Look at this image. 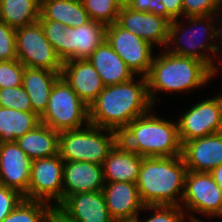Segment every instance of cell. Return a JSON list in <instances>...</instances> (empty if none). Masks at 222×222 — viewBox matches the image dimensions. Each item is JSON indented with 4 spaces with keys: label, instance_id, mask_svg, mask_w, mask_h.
Masks as SVG:
<instances>
[{
    "label": "cell",
    "instance_id": "cell-11",
    "mask_svg": "<svg viewBox=\"0 0 222 222\" xmlns=\"http://www.w3.org/2000/svg\"><path fill=\"white\" fill-rule=\"evenodd\" d=\"M181 208L222 218V190L209 172L187 171ZM185 208V209H184Z\"/></svg>",
    "mask_w": 222,
    "mask_h": 222
},
{
    "label": "cell",
    "instance_id": "cell-34",
    "mask_svg": "<svg viewBox=\"0 0 222 222\" xmlns=\"http://www.w3.org/2000/svg\"><path fill=\"white\" fill-rule=\"evenodd\" d=\"M17 59L15 29L0 22V61Z\"/></svg>",
    "mask_w": 222,
    "mask_h": 222
},
{
    "label": "cell",
    "instance_id": "cell-12",
    "mask_svg": "<svg viewBox=\"0 0 222 222\" xmlns=\"http://www.w3.org/2000/svg\"><path fill=\"white\" fill-rule=\"evenodd\" d=\"M106 41L135 75L149 74L153 52L149 42L121 28L116 22L106 27Z\"/></svg>",
    "mask_w": 222,
    "mask_h": 222
},
{
    "label": "cell",
    "instance_id": "cell-38",
    "mask_svg": "<svg viewBox=\"0 0 222 222\" xmlns=\"http://www.w3.org/2000/svg\"><path fill=\"white\" fill-rule=\"evenodd\" d=\"M48 222H77L65 214L58 206L53 205L48 216Z\"/></svg>",
    "mask_w": 222,
    "mask_h": 222
},
{
    "label": "cell",
    "instance_id": "cell-15",
    "mask_svg": "<svg viewBox=\"0 0 222 222\" xmlns=\"http://www.w3.org/2000/svg\"><path fill=\"white\" fill-rule=\"evenodd\" d=\"M31 162L16 142L0 143V185L18 191L27 199Z\"/></svg>",
    "mask_w": 222,
    "mask_h": 222
},
{
    "label": "cell",
    "instance_id": "cell-24",
    "mask_svg": "<svg viewBox=\"0 0 222 222\" xmlns=\"http://www.w3.org/2000/svg\"><path fill=\"white\" fill-rule=\"evenodd\" d=\"M60 132L45 124H38L33 130L16 139L19 148L33 161L58 154Z\"/></svg>",
    "mask_w": 222,
    "mask_h": 222
},
{
    "label": "cell",
    "instance_id": "cell-21",
    "mask_svg": "<svg viewBox=\"0 0 222 222\" xmlns=\"http://www.w3.org/2000/svg\"><path fill=\"white\" fill-rule=\"evenodd\" d=\"M143 156L127 149L120 141L102 164L104 182L136 183Z\"/></svg>",
    "mask_w": 222,
    "mask_h": 222
},
{
    "label": "cell",
    "instance_id": "cell-26",
    "mask_svg": "<svg viewBox=\"0 0 222 222\" xmlns=\"http://www.w3.org/2000/svg\"><path fill=\"white\" fill-rule=\"evenodd\" d=\"M40 124L35 112H24L0 107V143L16 142V139Z\"/></svg>",
    "mask_w": 222,
    "mask_h": 222
},
{
    "label": "cell",
    "instance_id": "cell-39",
    "mask_svg": "<svg viewBox=\"0 0 222 222\" xmlns=\"http://www.w3.org/2000/svg\"><path fill=\"white\" fill-rule=\"evenodd\" d=\"M148 0H121L122 6L130 8H144Z\"/></svg>",
    "mask_w": 222,
    "mask_h": 222
},
{
    "label": "cell",
    "instance_id": "cell-43",
    "mask_svg": "<svg viewBox=\"0 0 222 222\" xmlns=\"http://www.w3.org/2000/svg\"><path fill=\"white\" fill-rule=\"evenodd\" d=\"M188 217H189L188 220H190V222H204V221L196 218V216L194 217V215H190V214H189Z\"/></svg>",
    "mask_w": 222,
    "mask_h": 222
},
{
    "label": "cell",
    "instance_id": "cell-37",
    "mask_svg": "<svg viewBox=\"0 0 222 222\" xmlns=\"http://www.w3.org/2000/svg\"><path fill=\"white\" fill-rule=\"evenodd\" d=\"M146 12L154 13L158 16L166 18L170 23L174 20L165 9V6L159 0H148L143 8Z\"/></svg>",
    "mask_w": 222,
    "mask_h": 222
},
{
    "label": "cell",
    "instance_id": "cell-1",
    "mask_svg": "<svg viewBox=\"0 0 222 222\" xmlns=\"http://www.w3.org/2000/svg\"><path fill=\"white\" fill-rule=\"evenodd\" d=\"M115 85L104 86L88 107L90 124L120 133L130 122L154 108L149 96L147 78L140 76Z\"/></svg>",
    "mask_w": 222,
    "mask_h": 222
},
{
    "label": "cell",
    "instance_id": "cell-42",
    "mask_svg": "<svg viewBox=\"0 0 222 222\" xmlns=\"http://www.w3.org/2000/svg\"><path fill=\"white\" fill-rule=\"evenodd\" d=\"M112 222H138V221L137 218H133V219L113 220Z\"/></svg>",
    "mask_w": 222,
    "mask_h": 222
},
{
    "label": "cell",
    "instance_id": "cell-17",
    "mask_svg": "<svg viewBox=\"0 0 222 222\" xmlns=\"http://www.w3.org/2000/svg\"><path fill=\"white\" fill-rule=\"evenodd\" d=\"M102 165L83 161H64L62 203L77 193L102 190Z\"/></svg>",
    "mask_w": 222,
    "mask_h": 222
},
{
    "label": "cell",
    "instance_id": "cell-5",
    "mask_svg": "<svg viewBox=\"0 0 222 222\" xmlns=\"http://www.w3.org/2000/svg\"><path fill=\"white\" fill-rule=\"evenodd\" d=\"M220 16L221 13H217L216 18L215 15L186 17V19H188L191 23V27H193L192 29H189L191 31L183 28L184 24L181 23L179 19L173 20L169 25V40L166 50L175 55L197 59L205 63L213 71L214 76L217 75L216 73L218 72L219 67L215 65L216 63H214V59L211 58L212 54L210 55L209 53H214V56L217 54L222 55L219 45L214 43V41L217 40V26L213 24L214 20H219L218 18H221ZM198 35H202L204 40ZM201 50H203V52H201Z\"/></svg>",
    "mask_w": 222,
    "mask_h": 222
},
{
    "label": "cell",
    "instance_id": "cell-33",
    "mask_svg": "<svg viewBox=\"0 0 222 222\" xmlns=\"http://www.w3.org/2000/svg\"><path fill=\"white\" fill-rule=\"evenodd\" d=\"M182 6L184 17L216 15L221 10L220 0H182Z\"/></svg>",
    "mask_w": 222,
    "mask_h": 222
},
{
    "label": "cell",
    "instance_id": "cell-44",
    "mask_svg": "<svg viewBox=\"0 0 222 222\" xmlns=\"http://www.w3.org/2000/svg\"><path fill=\"white\" fill-rule=\"evenodd\" d=\"M219 133H222V111H221V118H220V128Z\"/></svg>",
    "mask_w": 222,
    "mask_h": 222
},
{
    "label": "cell",
    "instance_id": "cell-45",
    "mask_svg": "<svg viewBox=\"0 0 222 222\" xmlns=\"http://www.w3.org/2000/svg\"><path fill=\"white\" fill-rule=\"evenodd\" d=\"M220 7H221V9H222V0H220Z\"/></svg>",
    "mask_w": 222,
    "mask_h": 222
},
{
    "label": "cell",
    "instance_id": "cell-18",
    "mask_svg": "<svg viewBox=\"0 0 222 222\" xmlns=\"http://www.w3.org/2000/svg\"><path fill=\"white\" fill-rule=\"evenodd\" d=\"M102 192L113 220L137 218L139 211L144 209L136 183H105Z\"/></svg>",
    "mask_w": 222,
    "mask_h": 222
},
{
    "label": "cell",
    "instance_id": "cell-7",
    "mask_svg": "<svg viewBox=\"0 0 222 222\" xmlns=\"http://www.w3.org/2000/svg\"><path fill=\"white\" fill-rule=\"evenodd\" d=\"M118 142V132L88 123L84 128L60 132L58 154L64 161L102 165Z\"/></svg>",
    "mask_w": 222,
    "mask_h": 222
},
{
    "label": "cell",
    "instance_id": "cell-20",
    "mask_svg": "<svg viewBox=\"0 0 222 222\" xmlns=\"http://www.w3.org/2000/svg\"><path fill=\"white\" fill-rule=\"evenodd\" d=\"M59 208L77 222H112L102 190L69 196Z\"/></svg>",
    "mask_w": 222,
    "mask_h": 222
},
{
    "label": "cell",
    "instance_id": "cell-35",
    "mask_svg": "<svg viewBox=\"0 0 222 222\" xmlns=\"http://www.w3.org/2000/svg\"><path fill=\"white\" fill-rule=\"evenodd\" d=\"M24 199L18 191L0 185V222Z\"/></svg>",
    "mask_w": 222,
    "mask_h": 222
},
{
    "label": "cell",
    "instance_id": "cell-19",
    "mask_svg": "<svg viewBox=\"0 0 222 222\" xmlns=\"http://www.w3.org/2000/svg\"><path fill=\"white\" fill-rule=\"evenodd\" d=\"M61 76L88 107L104 88L99 73L88 59L64 61Z\"/></svg>",
    "mask_w": 222,
    "mask_h": 222
},
{
    "label": "cell",
    "instance_id": "cell-2",
    "mask_svg": "<svg viewBox=\"0 0 222 222\" xmlns=\"http://www.w3.org/2000/svg\"><path fill=\"white\" fill-rule=\"evenodd\" d=\"M186 173L182 155L143 157L136 182L143 204L182 206Z\"/></svg>",
    "mask_w": 222,
    "mask_h": 222
},
{
    "label": "cell",
    "instance_id": "cell-36",
    "mask_svg": "<svg viewBox=\"0 0 222 222\" xmlns=\"http://www.w3.org/2000/svg\"><path fill=\"white\" fill-rule=\"evenodd\" d=\"M165 6L166 12L175 20L183 19L182 0H159Z\"/></svg>",
    "mask_w": 222,
    "mask_h": 222
},
{
    "label": "cell",
    "instance_id": "cell-10",
    "mask_svg": "<svg viewBox=\"0 0 222 222\" xmlns=\"http://www.w3.org/2000/svg\"><path fill=\"white\" fill-rule=\"evenodd\" d=\"M64 160L59 154L31 162L27 200L62 204Z\"/></svg>",
    "mask_w": 222,
    "mask_h": 222
},
{
    "label": "cell",
    "instance_id": "cell-25",
    "mask_svg": "<svg viewBox=\"0 0 222 222\" xmlns=\"http://www.w3.org/2000/svg\"><path fill=\"white\" fill-rule=\"evenodd\" d=\"M39 20H54L66 27H79L90 21L81 0H41Z\"/></svg>",
    "mask_w": 222,
    "mask_h": 222
},
{
    "label": "cell",
    "instance_id": "cell-3",
    "mask_svg": "<svg viewBox=\"0 0 222 222\" xmlns=\"http://www.w3.org/2000/svg\"><path fill=\"white\" fill-rule=\"evenodd\" d=\"M213 76V71L205 63L166 50L153 58L149 74L146 76L148 96L154 106L158 91H191L206 85Z\"/></svg>",
    "mask_w": 222,
    "mask_h": 222
},
{
    "label": "cell",
    "instance_id": "cell-22",
    "mask_svg": "<svg viewBox=\"0 0 222 222\" xmlns=\"http://www.w3.org/2000/svg\"><path fill=\"white\" fill-rule=\"evenodd\" d=\"M88 60L99 73L104 86L129 81L136 75L105 40Z\"/></svg>",
    "mask_w": 222,
    "mask_h": 222
},
{
    "label": "cell",
    "instance_id": "cell-4",
    "mask_svg": "<svg viewBox=\"0 0 222 222\" xmlns=\"http://www.w3.org/2000/svg\"><path fill=\"white\" fill-rule=\"evenodd\" d=\"M147 113L130 122L120 133L119 141L143 157H172L182 155L177 122Z\"/></svg>",
    "mask_w": 222,
    "mask_h": 222
},
{
    "label": "cell",
    "instance_id": "cell-9",
    "mask_svg": "<svg viewBox=\"0 0 222 222\" xmlns=\"http://www.w3.org/2000/svg\"><path fill=\"white\" fill-rule=\"evenodd\" d=\"M17 60L25 67L62 72L63 62L46 39L39 21L15 30Z\"/></svg>",
    "mask_w": 222,
    "mask_h": 222
},
{
    "label": "cell",
    "instance_id": "cell-28",
    "mask_svg": "<svg viewBox=\"0 0 222 222\" xmlns=\"http://www.w3.org/2000/svg\"><path fill=\"white\" fill-rule=\"evenodd\" d=\"M53 204L23 199L1 222H48Z\"/></svg>",
    "mask_w": 222,
    "mask_h": 222
},
{
    "label": "cell",
    "instance_id": "cell-31",
    "mask_svg": "<svg viewBox=\"0 0 222 222\" xmlns=\"http://www.w3.org/2000/svg\"><path fill=\"white\" fill-rule=\"evenodd\" d=\"M154 210V214L151 217H147V220L140 221V217H137L138 222H188L185 220L184 215L186 212L181 206L173 205H148L144 206V210Z\"/></svg>",
    "mask_w": 222,
    "mask_h": 222
},
{
    "label": "cell",
    "instance_id": "cell-13",
    "mask_svg": "<svg viewBox=\"0 0 222 222\" xmlns=\"http://www.w3.org/2000/svg\"><path fill=\"white\" fill-rule=\"evenodd\" d=\"M222 95L202 100L190 107L177 121L178 135L185 142L219 132Z\"/></svg>",
    "mask_w": 222,
    "mask_h": 222
},
{
    "label": "cell",
    "instance_id": "cell-16",
    "mask_svg": "<svg viewBox=\"0 0 222 222\" xmlns=\"http://www.w3.org/2000/svg\"><path fill=\"white\" fill-rule=\"evenodd\" d=\"M182 158L187 171L211 172L222 164V133H214L185 142Z\"/></svg>",
    "mask_w": 222,
    "mask_h": 222
},
{
    "label": "cell",
    "instance_id": "cell-30",
    "mask_svg": "<svg viewBox=\"0 0 222 222\" xmlns=\"http://www.w3.org/2000/svg\"><path fill=\"white\" fill-rule=\"evenodd\" d=\"M0 107L33 112L29 95L22 86L0 89Z\"/></svg>",
    "mask_w": 222,
    "mask_h": 222
},
{
    "label": "cell",
    "instance_id": "cell-32",
    "mask_svg": "<svg viewBox=\"0 0 222 222\" xmlns=\"http://www.w3.org/2000/svg\"><path fill=\"white\" fill-rule=\"evenodd\" d=\"M25 66L17 59L0 61V89L22 86Z\"/></svg>",
    "mask_w": 222,
    "mask_h": 222
},
{
    "label": "cell",
    "instance_id": "cell-23",
    "mask_svg": "<svg viewBox=\"0 0 222 222\" xmlns=\"http://www.w3.org/2000/svg\"><path fill=\"white\" fill-rule=\"evenodd\" d=\"M61 72L25 67L22 87L29 95L32 110L39 117L45 112L56 80Z\"/></svg>",
    "mask_w": 222,
    "mask_h": 222
},
{
    "label": "cell",
    "instance_id": "cell-29",
    "mask_svg": "<svg viewBox=\"0 0 222 222\" xmlns=\"http://www.w3.org/2000/svg\"><path fill=\"white\" fill-rule=\"evenodd\" d=\"M90 20L100 22L106 26L117 21L122 7L121 0H81Z\"/></svg>",
    "mask_w": 222,
    "mask_h": 222
},
{
    "label": "cell",
    "instance_id": "cell-40",
    "mask_svg": "<svg viewBox=\"0 0 222 222\" xmlns=\"http://www.w3.org/2000/svg\"><path fill=\"white\" fill-rule=\"evenodd\" d=\"M219 188L222 190V164L214 168L210 172Z\"/></svg>",
    "mask_w": 222,
    "mask_h": 222
},
{
    "label": "cell",
    "instance_id": "cell-14",
    "mask_svg": "<svg viewBox=\"0 0 222 222\" xmlns=\"http://www.w3.org/2000/svg\"><path fill=\"white\" fill-rule=\"evenodd\" d=\"M116 23L123 29L159 47H167L170 22L142 8L122 6Z\"/></svg>",
    "mask_w": 222,
    "mask_h": 222
},
{
    "label": "cell",
    "instance_id": "cell-27",
    "mask_svg": "<svg viewBox=\"0 0 222 222\" xmlns=\"http://www.w3.org/2000/svg\"><path fill=\"white\" fill-rule=\"evenodd\" d=\"M40 8L41 0H0V22L15 30L36 23Z\"/></svg>",
    "mask_w": 222,
    "mask_h": 222
},
{
    "label": "cell",
    "instance_id": "cell-8",
    "mask_svg": "<svg viewBox=\"0 0 222 222\" xmlns=\"http://www.w3.org/2000/svg\"><path fill=\"white\" fill-rule=\"evenodd\" d=\"M40 123L58 132L79 129L89 123L88 106L62 76L54 83Z\"/></svg>",
    "mask_w": 222,
    "mask_h": 222
},
{
    "label": "cell",
    "instance_id": "cell-41",
    "mask_svg": "<svg viewBox=\"0 0 222 222\" xmlns=\"http://www.w3.org/2000/svg\"><path fill=\"white\" fill-rule=\"evenodd\" d=\"M222 25V24H221ZM216 34H217V39H218V41L220 40V43H219V45H222V26H220L219 27V29L217 28L216 29ZM221 48H222V46H221ZM222 56H220V58H221ZM219 61H222V58L219 60ZM220 63H222V62H220ZM222 68V67H221Z\"/></svg>",
    "mask_w": 222,
    "mask_h": 222
},
{
    "label": "cell",
    "instance_id": "cell-6",
    "mask_svg": "<svg viewBox=\"0 0 222 222\" xmlns=\"http://www.w3.org/2000/svg\"><path fill=\"white\" fill-rule=\"evenodd\" d=\"M38 21L62 62L88 59L106 40L107 26L93 20L74 28L54 20Z\"/></svg>",
    "mask_w": 222,
    "mask_h": 222
}]
</instances>
